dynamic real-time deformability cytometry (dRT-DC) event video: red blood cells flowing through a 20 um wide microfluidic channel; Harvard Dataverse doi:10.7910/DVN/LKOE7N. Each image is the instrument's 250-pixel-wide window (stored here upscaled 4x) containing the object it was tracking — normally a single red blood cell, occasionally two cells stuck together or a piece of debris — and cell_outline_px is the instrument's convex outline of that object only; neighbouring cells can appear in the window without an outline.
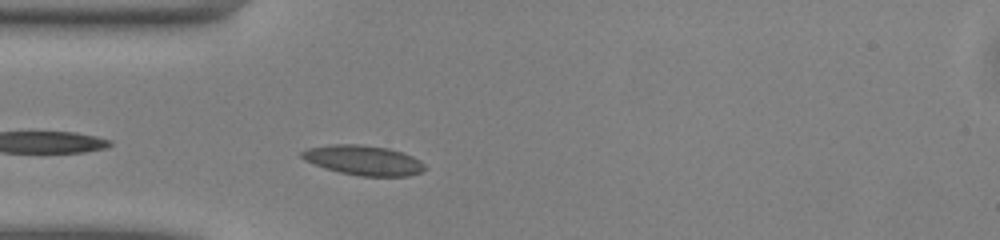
{"species": "common noctule bat (a hibernating species)", "species_latin": "Nyctalus noctula", "temperature_condition": "warm", "stored_images_in_passage": 34, "camera_frame_rate_fps": 3000, "um_per_image_px": 0.085, "animal": {"sex": "male", "body_mass_g": 13.0, "forearm_length_mm": 53.1}, "frame": {"image": 1, "passage_image": 3, "time_ms": 0.667, "image_size_px": [1000, 240], "cell_outline_px": [[424, 172], [408, 176], [360, 176], [340, 172], [324, 168], [304, 160], [300, 156], [300, 152], [308, 148], [328, 144], [360, 144], [388, 148], [412, 156], [420, 160], [424, 164]], "centroid_in_image_um": [30.87, 13.62], "position_along_channel_um": 54.1, "area_um2": 21.44}}
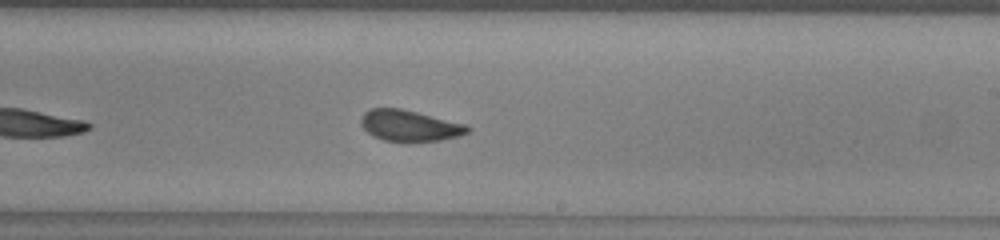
{"frame": {"image": 2, "passage_image": 18, "time_ms": 5.667, "image_size_px": [1000, 240], "cell_outline_px": [[472, 128], [468, 132], [456, 136], [440, 140], [384, 140], [372, 136], [360, 124], [360, 116], [368, 108], [400, 108], [468, 124]], "centroid_in_image_um": [34.79, 10.65], "position_along_channel_um": 254.2, "area_um2": 19.13}}
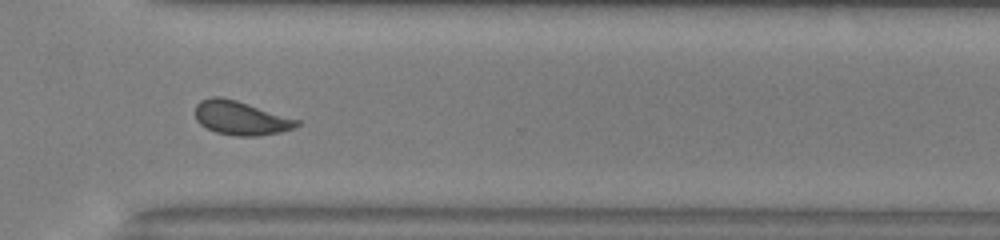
{"frame": {"image": 3, "passage_image": 25, "time_ms": 8.0, "image_size_px": [1000, 240], "cell_outline_px": [[300, 124], [292, 128], [280, 132], [256, 136], [236, 136], [216, 132], [200, 124], [196, 120], [196, 104], [200, 100], [212, 96], [220, 96], [236, 100], [300, 120]], "centroid_in_image_um": [20.45, 10.02], "position_along_channel_um": 350.2, "area_um2": 19.94}, "authors_computed_cell_mechanics": {"area_um2": 19.4497, "velocity_mm_per_s": 4.0899, "shape_relaxation_time_tau1_ms": 5.2115, "shape_relaxation_time_tau2_ms": 1.6341, "deformation_change_tau1": 0.1234, "deformation_change_tau2": 0.0688}}